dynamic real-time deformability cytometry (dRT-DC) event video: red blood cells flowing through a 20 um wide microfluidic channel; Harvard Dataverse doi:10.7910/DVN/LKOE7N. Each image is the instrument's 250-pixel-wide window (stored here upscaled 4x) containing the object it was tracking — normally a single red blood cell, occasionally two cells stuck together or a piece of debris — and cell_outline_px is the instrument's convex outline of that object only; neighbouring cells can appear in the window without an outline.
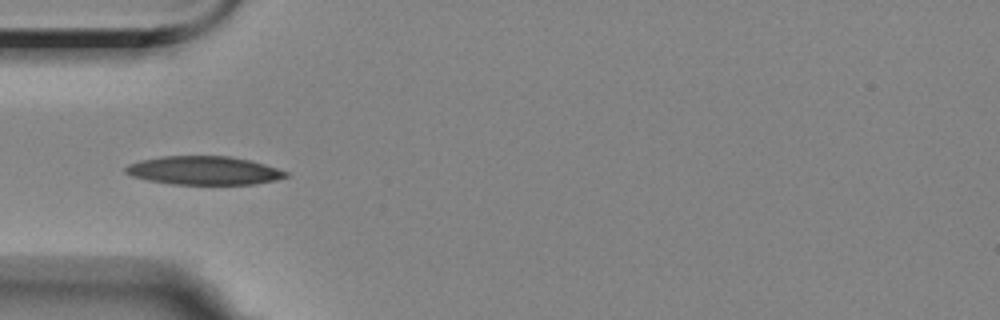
{"species": "Egyptian fruit bat (a non-hibernating species)", "species_latin": "Rousettus aegyptiacus", "temperature_condition": "room temperature", "stored_images_in_passage": 2, "camera_frame_rate_fps": 3000, "um_per_image_px": 0.085, "animal": {"sex": "female"}, "frame": {"image": 1, "passage_image": 1, "time_ms": 0.0, "image_size_px": [1000, 320], "cell_outline_px": [[288, 176], [276, 180], [252, 184], [172, 184], [148, 180], [132, 176], [124, 172], [124, 168], [128, 164], [140, 160], [160, 156], [228, 156], [252, 160], [288, 172]], "centroid_in_image_um": [17.31, 14.49], "position_along_channel_um": 67.7, "area_um2": 26.65}}
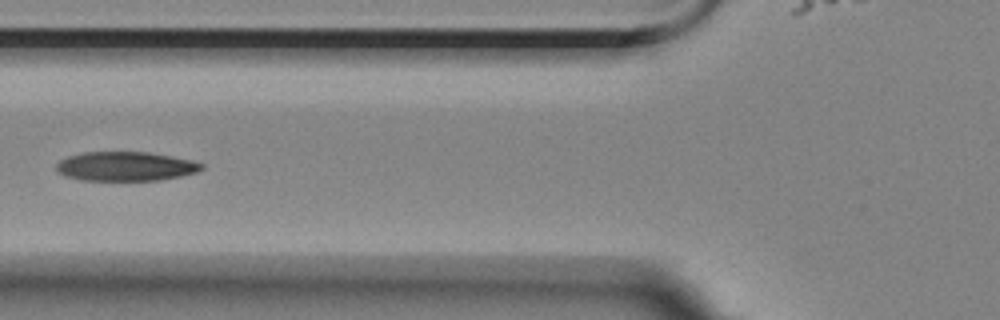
{"frame": {"image": 2, "passage_image": 2, "time_ms": 1.333, "image_size_px": [1000, 320], "cell_outline_px": [[204, 168], [196, 172], [180, 176], [160, 180], [80, 180], [68, 176], [60, 172], [56, 168], [56, 164], [60, 160], [68, 156], [84, 152], [148, 152], [172, 156], [192, 160], [204, 164]], "centroid_in_image_um": [10.7, 14.13], "position_along_channel_um": 115.1, "area_um2": 24.62}}